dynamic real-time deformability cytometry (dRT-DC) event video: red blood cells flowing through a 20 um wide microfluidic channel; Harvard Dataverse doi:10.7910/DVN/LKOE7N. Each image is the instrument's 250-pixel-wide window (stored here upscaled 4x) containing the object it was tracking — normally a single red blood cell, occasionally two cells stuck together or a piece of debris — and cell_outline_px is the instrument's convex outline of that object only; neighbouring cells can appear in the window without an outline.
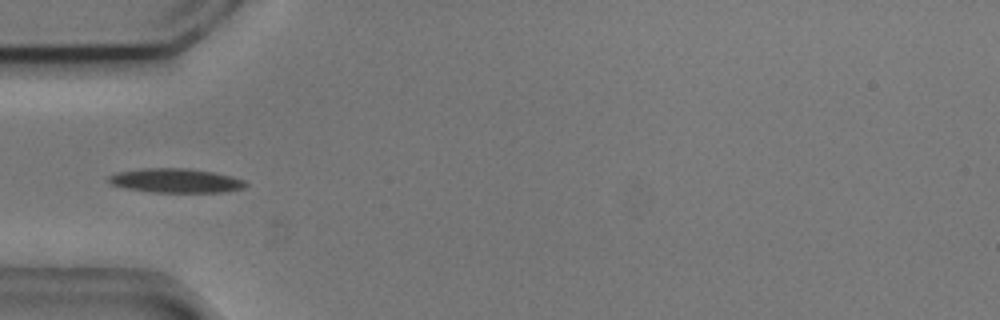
{"species": "common noctule bat (a hibernating species)", "species_latin": "Nyctalus noctula", "temperature_condition": "cold", "stored_images_in_passage": 5, "camera_frame_rate_fps": 3000, "um_per_image_px": 0.085, "animal": {"sex": "male", "body_mass_g": 20.5, "forearm_length_mm": 52.5}, "frame": {"image": 1, "passage_image": 5, "time_ms": 1.333, "image_size_px": [1000, 320], "cell_outline_px": [[248, 184], [244, 188], [224, 192], [152, 192], [128, 188], [112, 184], [108, 180], [108, 176], [116, 172], [140, 168], [184, 168], [212, 172], [232, 176], [244, 180]], "centroid_in_image_um": [14.95, 15.35], "position_along_channel_um": 70.1, "area_um2": 19.25}}